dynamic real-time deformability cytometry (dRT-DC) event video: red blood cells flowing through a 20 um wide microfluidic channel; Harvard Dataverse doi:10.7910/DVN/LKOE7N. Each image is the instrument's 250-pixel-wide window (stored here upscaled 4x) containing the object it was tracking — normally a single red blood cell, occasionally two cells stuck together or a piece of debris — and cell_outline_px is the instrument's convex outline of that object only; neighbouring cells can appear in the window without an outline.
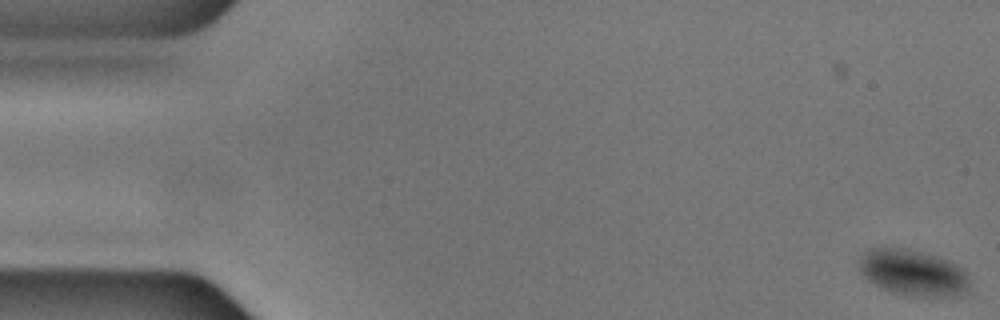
{"species": "common noctule bat (a hibernating species)", "species_latin": "Nyctalus noctula", "temperature_condition": "cold", "stored_images_in_passage": 56, "camera_frame_rate_fps": 3000, "um_per_image_px": 0.085, "animal": {"sex": "male", "body_mass_g": 17.9, "forearm_length_mm": 54.2}, "frame": {"image": 1, "passage_image": 1, "time_ms": 0.0, "image_size_px": [1000, 320], "cell_outline_px": [[968, 288], [960, 296], [916, 296], [896, 292], [884, 288], [868, 280], [860, 272], [856, 264], [856, 260], [868, 248], [900, 248], [936, 256], [948, 260], [956, 264], [968, 276]], "centroid_in_image_um": [77.56, 23.17], "position_along_channel_um": 7.4, "area_um2": 29.3}}
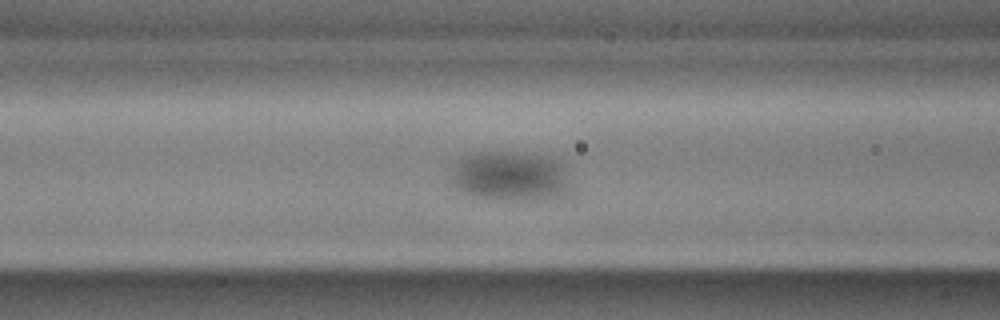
{"frame": {"image": 2, "passage_image": 22, "time_ms": 7.0, "image_size_px": [1000, 320], "cell_outline_px": [[568, 184], [564, 192], [556, 196], [536, 200], [488, 200], [472, 196], [456, 188], [448, 180], [448, 176], [460, 156], [476, 152], [524, 152], [560, 160], [564, 164], [568, 180]], "centroid_in_image_um": [43.27, 14.96], "position_along_channel_um": 123.3, "area_um2": 35.2}}
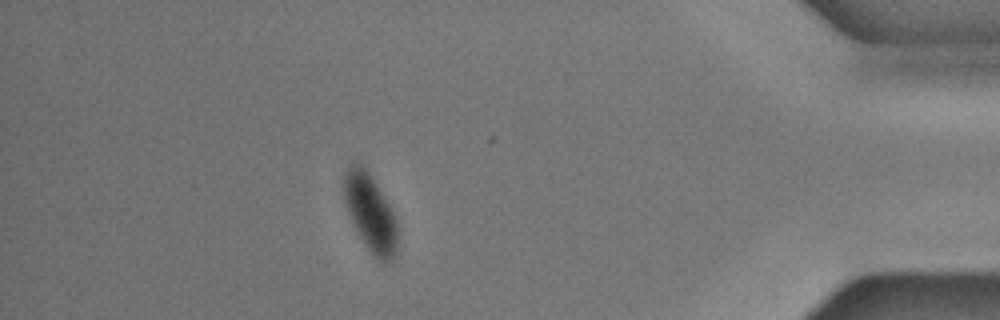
{"frame": {"image": 3, "passage_image": 50, "time_ms": 16.333, "image_size_px": [1000, 320], "cell_outline_px": [[400, 232], [396, 252], [392, 264], [384, 264], [372, 256], [356, 232], [344, 204], [344, 172], [348, 164], [360, 164], [372, 176], [392, 208], [396, 216]], "centroid_in_image_um": [31.52, 18.18], "position_along_channel_um": 403.7, "area_um2": 25.2}}